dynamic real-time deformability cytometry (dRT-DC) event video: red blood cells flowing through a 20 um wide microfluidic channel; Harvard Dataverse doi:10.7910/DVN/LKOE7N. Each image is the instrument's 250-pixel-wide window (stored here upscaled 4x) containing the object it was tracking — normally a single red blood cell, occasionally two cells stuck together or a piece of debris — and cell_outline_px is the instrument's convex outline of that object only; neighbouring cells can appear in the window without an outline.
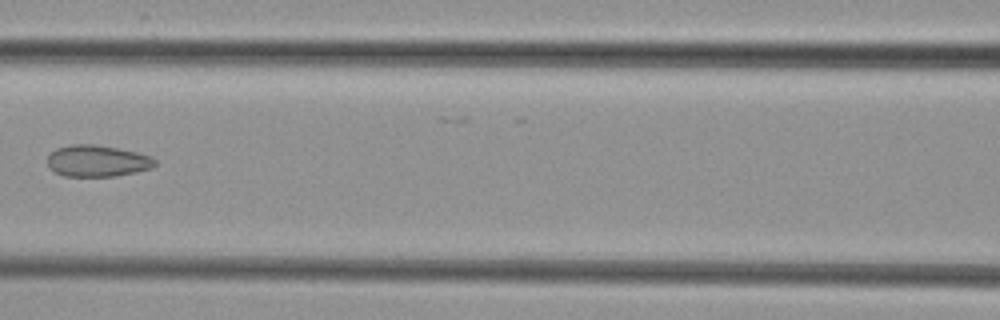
{"species": "common noctule bat (a hibernating species)", "species_latin": "Nyctalus noctula", "temperature_condition": "cold", "stored_images_in_passage": 7, "camera_frame_rate_fps": 3000, "um_per_image_px": 0.085, "animal": {"sex": "female", "body_mass_g": 29.2, "forearm_length_mm": 56.3}, "frame": {"image": 1, "passage_image": 7, "time_ms": 8.667, "image_size_px": [1000, 320], "cell_outline_px": [[156, 164], [152, 168], [136, 172], [116, 176], [64, 176], [48, 168], [48, 156], [56, 148], [72, 144], [96, 144], [136, 152], [152, 156], [156, 160]], "centroid_in_image_um": [8.28, 13.68], "position_along_channel_um": 158.3, "area_um2": 19.83}}